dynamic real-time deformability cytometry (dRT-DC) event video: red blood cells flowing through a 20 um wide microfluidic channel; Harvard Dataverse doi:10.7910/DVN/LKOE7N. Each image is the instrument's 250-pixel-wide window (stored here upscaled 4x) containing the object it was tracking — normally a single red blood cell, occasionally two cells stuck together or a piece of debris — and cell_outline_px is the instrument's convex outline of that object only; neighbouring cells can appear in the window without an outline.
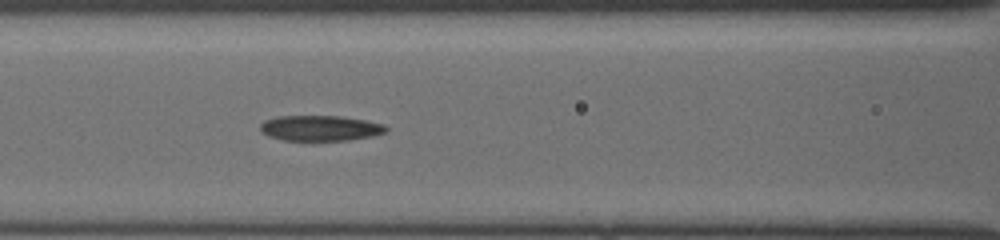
{"species": "common noctule bat (a hibernating species)", "species_latin": "Nyctalus noctula", "temperature_condition": "cold", "stored_images_in_passage": 7, "camera_frame_rate_fps": 3000, "um_per_image_px": 0.085, "animal": {"sex": "female", "body_mass_g": 19.5, "forearm_length_mm": 54.1}, "frame": {"image": 1, "passage_image": 7, "time_ms": 5.333, "image_size_px": [1000, 240], "cell_outline_px": [[388, 132], [372, 136], [348, 140], [284, 140], [268, 136], [260, 132], [260, 124], [264, 120], [276, 116], [340, 116], [364, 120], [384, 124], [388, 128]], "centroid_in_image_um": [27.21, 10.89], "position_along_channel_um": 139.4, "area_um2": 18.73}}